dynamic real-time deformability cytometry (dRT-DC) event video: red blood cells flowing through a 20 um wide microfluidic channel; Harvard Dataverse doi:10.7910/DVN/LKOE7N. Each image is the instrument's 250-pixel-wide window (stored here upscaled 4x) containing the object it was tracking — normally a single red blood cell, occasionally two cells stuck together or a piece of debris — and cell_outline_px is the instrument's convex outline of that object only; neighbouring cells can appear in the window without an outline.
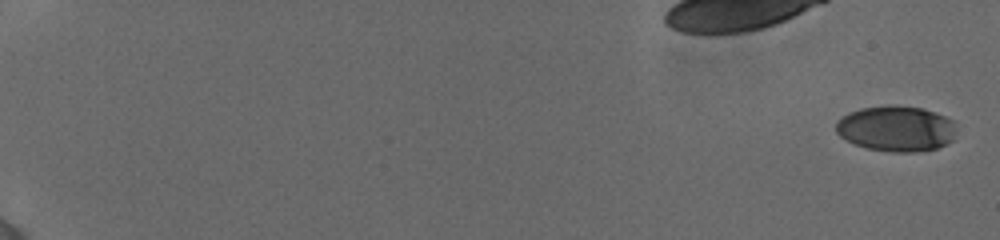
{"species": "human", "species_latin": "Homo sapiens", "temperature_condition": "cold", "stored_images_in_passage": 9, "camera_frame_rate_fps": 3000, "um_per_image_px": 0.085, "donor": {"sex": "female"}, "frame": {"image": 1, "passage_image": 1, "time_ms": 0.0, "image_size_px": [1000, 240], "cell_outline_px": [[952, 140], [948, 144], [936, 148], [916, 152], [892, 152], [868, 148], [856, 144], [840, 136], [836, 132], [836, 124], [848, 112], [860, 108], [888, 104], [892, 104], [924, 108], [936, 112], [952, 120]], "centroid_in_image_um": [76.16, 10.91], "position_along_channel_um": 8.8, "area_um2": 31.85}}
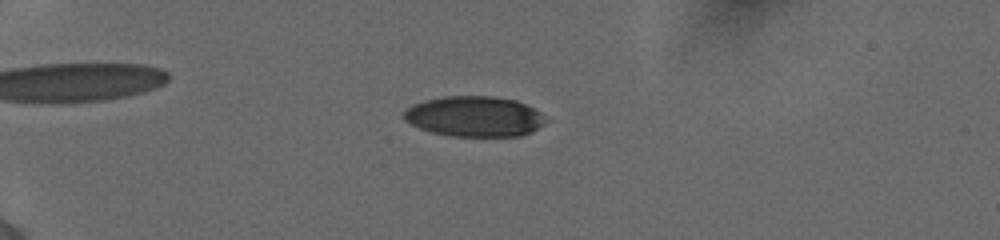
{"frame": {"image": 2, "passage_image": 6, "time_ms": 5.333, "image_size_px": [1000, 240], "cell_outline_px": [[552, 120], [532, 132], [520, 136], [448, 136], [432, 132], [420, 128], [404, 120], [404, 112], [412, 104], [424, 100], [444, 96], [492, 96], [516, 100], [540, 112]], "centroid_in_image_um": [40.38, 9.9], "position_along_channel_um": 44.6, "area_um2": 33.7}}
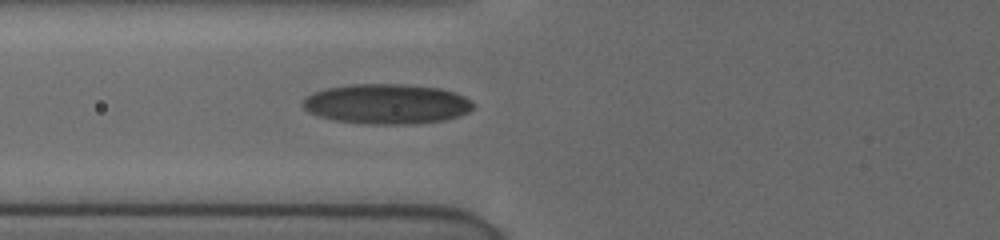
{"frame": {"image": 3, "passage_image": 9, "time_ms": 8.0, "image_size_px": [1000, 240], "cell_outline_px": [[476, 104], [468, 112], [460, 116], [444, 120], [416, 124], [372, 124], [336, 120], [320, 116], [308, 112], [300, 104], [312, 92], [328, 88], [352, 84], [408, 84], [440, 88], [456, 92], [472, 100]], "centroid_in_image_um": [32.92, 8.83], "position_along_channel_um": 92.9, "area_um2": 39.94}}